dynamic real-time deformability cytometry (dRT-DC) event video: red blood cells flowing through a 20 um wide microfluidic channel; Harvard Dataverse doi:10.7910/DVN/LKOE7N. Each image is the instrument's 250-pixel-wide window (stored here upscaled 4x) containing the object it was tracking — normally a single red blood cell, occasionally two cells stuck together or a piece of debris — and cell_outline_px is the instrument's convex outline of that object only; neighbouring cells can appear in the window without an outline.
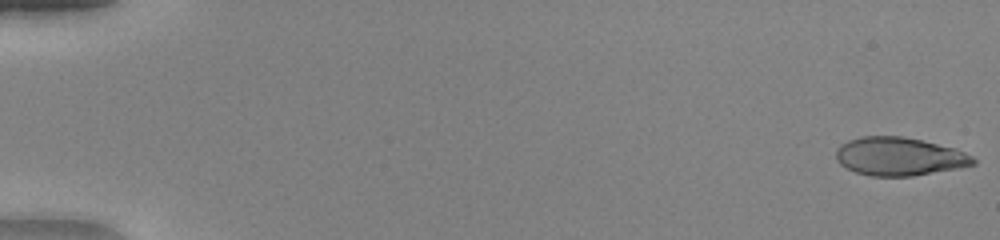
{"species": "human", "species_latin": "Homo sapiens", "temperature_condition": "warm", "stored_images_in_passage": 51, "camera_frame_rate_fps": 3000, "um_per_image_px": 0.085, "donor": {"sex": "female"}, "frame": {"image": 1, "passage_image": 1, "time_ms": 0.0, "image_size_px": [1000, 240], "cell_outline_px": [[976, 164], [956, 168], [912, 176], [872, 176], [856, 172], [840, 164], [836, 160], [836, 148], [840, 144], [848, 140], [860, 136], [904, 136], [956, 148], [972, 156], [976, 160]], "centroid_in_image_um": [76.41, 13.29], "position_along_channel_um": 8.6, "area_um2": 30.63}}
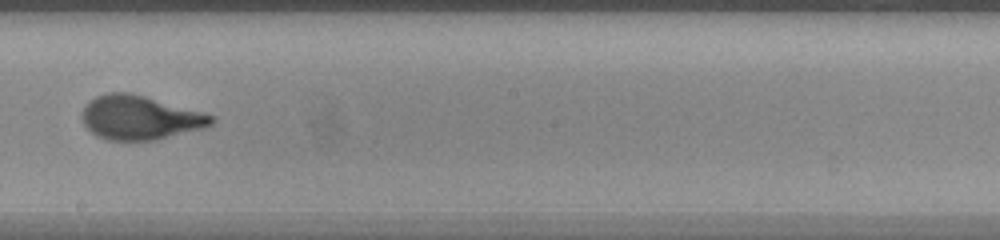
{"frame": {"image": 2, "passage_image": 31, "time_ms": 10.0, "image_size_px": [1000, 240], "cell_outline_px": [[216, 120], [212, 124], [204, 128], [156, 140], [108, 140], [96, 136], [84, 124], [80, 116], [84, 108], [96, 96], [108, 92], [128, 92], [144, 96], [216, 116]], "centroid_in_image_um": [11.9, 10.01], "position_along_channel_um": 236.3, "area_um2": 33.0}}
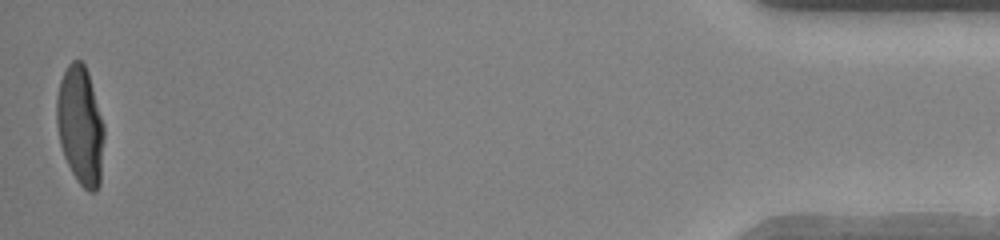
{"frame": {"image": 3, "passage_image": 51, "time_ms": 16.667, "image_size_px": [1000, 240], "cell_outline_px": [[104, 136], [100, 184], [96, 192], [88, 192], [76, 180], [64, 156], [60, 144], [56, 124], [56, 96], [60, 80], [68, 64], [72, 60], [80, 60], [84, 64], [88, 72], [104, 124]], "centroid_in_image_um": [6.82, 10.68], "position_along_channel_um": 428.4, "area_um2": 33.0}, "authors_computed_cell_mechanics": {"area_um2": 32.368, "velocity_mm_per_s": 4.1181, "shape_relaxation_time_tau1_ms": 4.1599, "shape_relaxation_time_tau2_ms": null, "deformation_change_tau1": 0.2701, "deformation_change_tau2": null}}